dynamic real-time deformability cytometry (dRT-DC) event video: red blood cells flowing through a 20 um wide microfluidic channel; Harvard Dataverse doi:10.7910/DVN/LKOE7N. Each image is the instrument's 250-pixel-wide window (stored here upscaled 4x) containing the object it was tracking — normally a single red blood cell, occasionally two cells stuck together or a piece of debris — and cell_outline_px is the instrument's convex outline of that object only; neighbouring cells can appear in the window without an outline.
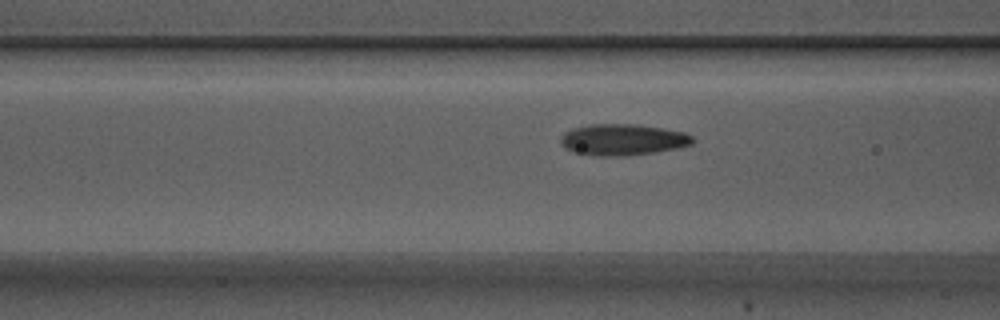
{"species": "Egyptian fruit bat (a non-hibernating species)", "species_latin": "Rousettus aegyptiacus", "temperature_condition": "warm", "stored_images_in_passage": 19, "camera_frame_rate_fps": 3000, "um_per_image_px": 0.085, "animal": {"sex": "male"}, "frame": {"image": 1, "passage_image": 16, "time_ms": 5.0, "image_size_px": [1000, 320], "cell_outline_px": [[696, 140], [692, 144], [676, 148], [656, 152], [624, 156], [600, 156], [572, 152], [564, 148], [560, 144], [560, 136], [564, 132], [572, 128], [588, 124], [636, 124], [684, 132], [692, 136]], "centroid_in_image_um": [52.89, 11.87], "position_along_channel_um": 113.7, "area_um2": 24.28}}